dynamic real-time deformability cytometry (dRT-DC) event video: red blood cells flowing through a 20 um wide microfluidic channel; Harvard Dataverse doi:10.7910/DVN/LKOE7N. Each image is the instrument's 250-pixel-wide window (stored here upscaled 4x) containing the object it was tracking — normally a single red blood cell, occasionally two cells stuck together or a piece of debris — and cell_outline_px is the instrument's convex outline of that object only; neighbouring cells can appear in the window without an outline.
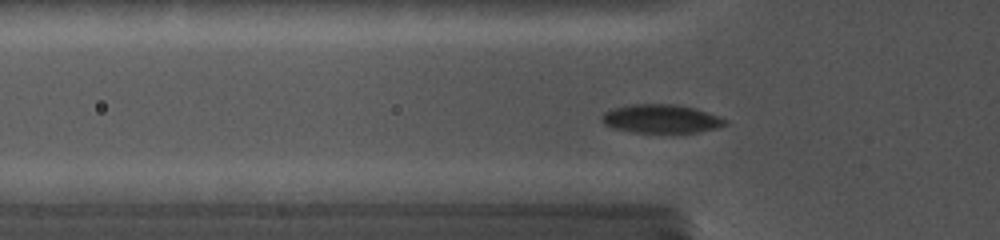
{"species": "common noctule bat (a hibernating species)", "species_latin": "Nyctalus noctula", "temperature_condition": "cold", "stored_images_in_passage": 42, "camera_frame_rate_fps": 5000, "um_per_image_px": 0.085, "animal": {"sex": "female", "body_mass_g": 19.0, "forearm_length_mm": 56.7}, "frame": {"image": 1, "passage_image": 13, "time_ms": 4.2, "image_size_px": [1000, 240], "cell_outline_px": [[728, 124], [696, 132], [632, 132], [612, 128], [604, 124], [600, 120], [600, 116], [604, 112], [612, 108], [632, 104], [676, 104], [696, 108], [708, 112], [728, 120]], "centroid_in_image_um": [56.15, 10.08], "position_along_channel_um": 69.7, "area_um2": 20.58}}
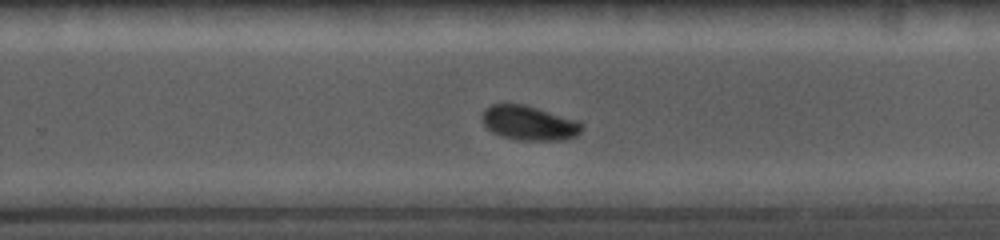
{"frame": {"image": 2, "passage_image": 28, "time_ms": 9.8, "image_size_px": [1000, 240], "cell_outline_px": [[584, 128], [576, 136], [564, 140], [520, 140], [500, 136], [492, 132], [480, 120], [480, 116], [492, 104], [524, 104], [580, 120], [584, 124]], "centroid_in_image_um": [45.02, 10.46], "position_along_channel_um": 284.8, "area_um2": 20.29}}
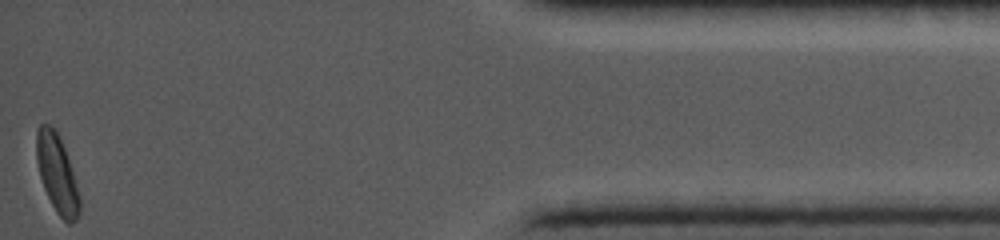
{"frame": {"image": 3, "passage_image": 42, "time_ms": 15.0, "image_size_px": [1000, 240], "cell_outline_px": [[80, 212], [76, 220], [72, 224], [68, 224], [56, 212], [44, 188], [40, 176], [36, 160], [36, 128], [40, 124], [48, 124], [60, 136], [80, 196]], "centroid_in_image_um": [4.84, 14.77], "position_along_channel_um": 430.4, "area_um2": 19.42}}